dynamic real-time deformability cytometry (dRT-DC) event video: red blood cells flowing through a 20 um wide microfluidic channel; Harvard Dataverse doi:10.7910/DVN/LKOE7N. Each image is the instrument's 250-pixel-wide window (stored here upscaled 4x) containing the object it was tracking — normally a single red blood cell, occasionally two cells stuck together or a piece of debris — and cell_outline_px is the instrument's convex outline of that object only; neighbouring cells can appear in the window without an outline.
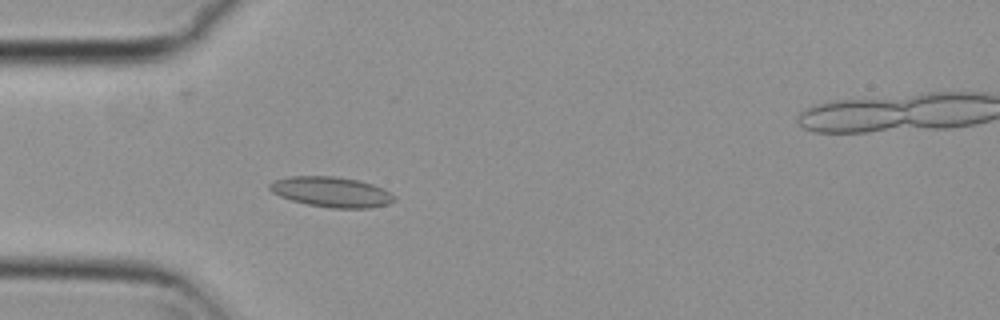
{"species": "common noctule bat (a hibernating species)", "species_latin": "Nyctalus noctula", "temperature_condition": "cold", "stored_images_in_passage": 54, "camera_frame_rate_fps": 3000, "um_per_image_px": 0.085, "animal": {"sex": "female", "body_mass_g": 29.2, "forearm_length_mm": 56.3}, "frame": {"image": 1, "passage_image": 15, "time_ms": 4.667, "image_size_px": [1000, 320], "cell_outline_px": [[396, 200], [388, 204], [368, 208], [328, 208], [308, 204], [292, 200], [280, 196], [272, 192], [268, 188], [268, 184], [276, 180], [288, 176], [336, 176], [360, 180], [384, 188], [396, 196]], "centroid_in_image_um": [28.2, 16.31], "position_along_channel_um": 56.8, "area_um2": 22.14}}
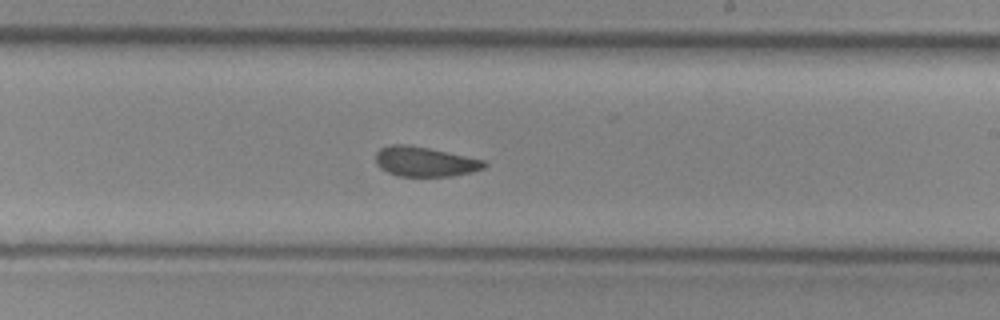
{"frame": {"image": 2, "passage_image": 31, "time_ms": 10.0, "image_size_px": [1000, 320], "cell_outline_px": [[488, 164], [484, 168], [472, 172], [452, 176], [396, 176], [380, 168], [376, 164], [376, 152], [380, 148], [392, 144], [404, 144], [428, 148], [484, 160]], "centroid_in_image_um": [36.09, 13.75], "position_along_channel_um": 252.9, "area_um2": 18.79}}
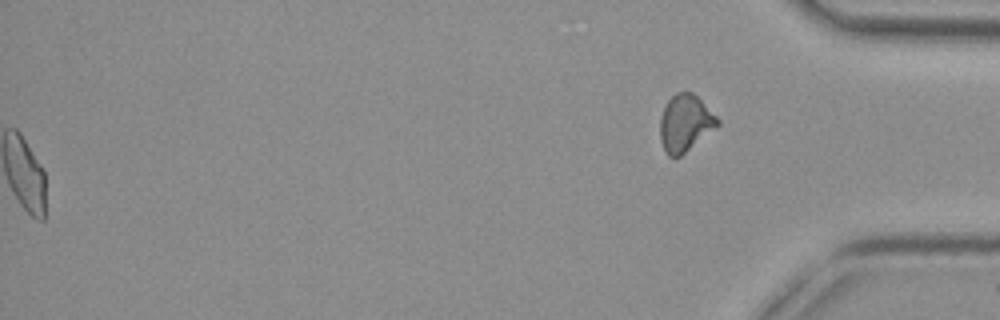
{"frame": {"image": 3, "passage_image": 54, "time_ms": 17.667, "image_size_px": [1000, 320], "cell_outline_px": [[720, 124], [680, 156], [668, 156], [660, 140], [660, 116], [668, 100], [676, 92], [692, 92], [720, 120]], "centroid_in_image_um": [58.22, 10.46], "position_along_channel_um": 377.0, "area_um2": 18.67}, "authors_computed_cell_mechanics": {"area_um2": 19.5653, "velocity_mm_per_s": 3.7701, "shape_relaxation_time_tau1_ms": null, "shape_relaxation_time_tau2_ms": 2.2579, "deformation_change_tau1": null, "deformation_change_tau2": 0.0805}}